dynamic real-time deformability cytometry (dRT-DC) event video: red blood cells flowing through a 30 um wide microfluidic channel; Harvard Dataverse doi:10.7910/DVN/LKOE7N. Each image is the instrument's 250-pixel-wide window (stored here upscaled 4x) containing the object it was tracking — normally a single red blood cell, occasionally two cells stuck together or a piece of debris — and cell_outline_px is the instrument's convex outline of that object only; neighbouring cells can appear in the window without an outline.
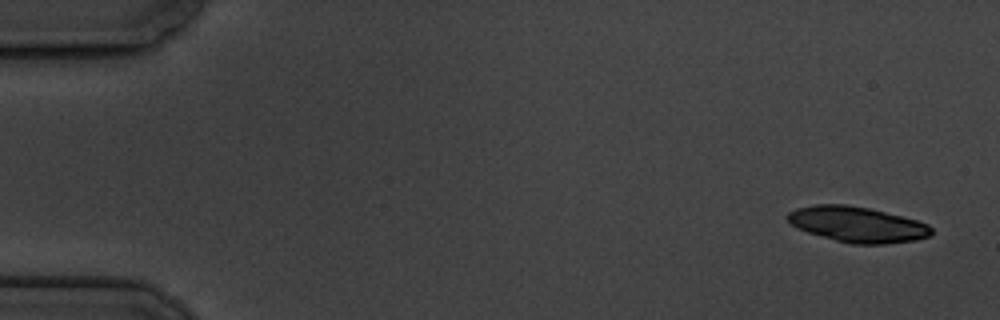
{"species": "common noctule bat (a hibernating species)", "species_latin": "Nyctalus noctula", "temperature_condition": "cold", "stored_images_in_passage": 5, "camera_frame_rate_fps": 3000, "um_per_image_px": 0.085, "animal": {"sex": "male", "body_mass_g": 19.5, "forearm_length_mm": 54.6}, "frame": {"image": 1, "passage_image": 1, "time_ms": 0.0, "image_size_px": [1000, 320], "cell_outline_px": [[932, 236], [916, 240], [884, 244], [852, 244], [836, 240], [808, 232], [796, 228], [788, 220], [788, 212], [796, 208], [816, 204], [844, 204], [868, 208], [916, 220], [928, 224], [932, 228]], "centroid_in_image_um": [72.88, 19.08], "position_along_channel_um": 12.1, "area_um2": 29.59}}